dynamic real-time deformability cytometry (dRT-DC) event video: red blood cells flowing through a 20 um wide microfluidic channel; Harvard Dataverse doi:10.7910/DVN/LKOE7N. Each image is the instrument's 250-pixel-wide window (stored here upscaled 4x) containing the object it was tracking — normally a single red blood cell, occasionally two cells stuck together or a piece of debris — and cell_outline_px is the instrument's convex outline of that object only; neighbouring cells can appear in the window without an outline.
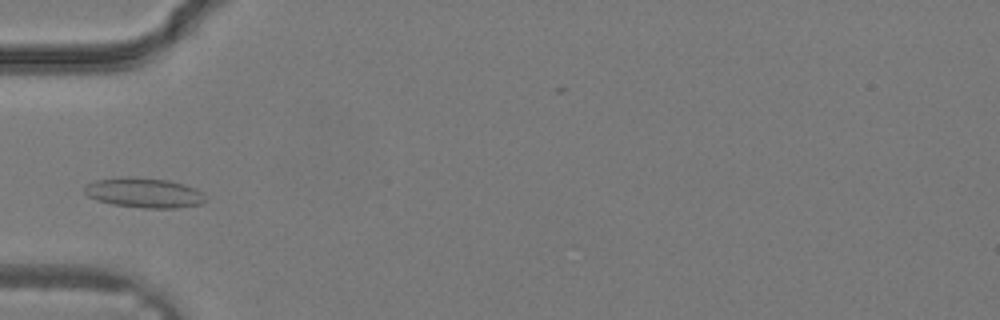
{"species": "common noctule bat (a hibernating species)", "species_latin": "Nyctalus noctula", "temperature_condition": "warm", "stored_images_in_passage": 29, "camera_frame_rate_fps": 3000, "um_per_image_px": 0.085, "animal": {"sex": "male", "body_mass_g": 19.2, "forearm_length_mm": 51.8}, "frame": {"image": 1, "passage_image": 7, "time_ms": 2.0, "image_size_px": [1000, 320], "cell_outline_px": [[208, 200], [200, 204], [176, 208], [144, 208], [112, 204], [96, 200], [88, 196], [84, 192], [84, 184], [96, 180], [120, 176], [136, 176], [168, 180], [184, 184], [196, 188], [204, 192]], "centroid_in_image_um": [12.25, 16.37], "position_along_channel_um": 72.7, "area_um2": 21.56}}
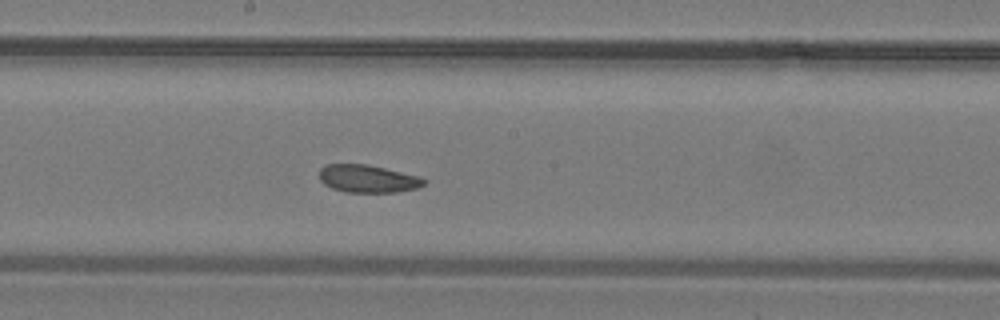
{"frame": {"image": 2, "passage_image": 14, "time_ms": 4.333, "image_size_px": [1000, 320], "cell_outline_px": [[428, 180], [424, 184], [416, 188], [396, 192], [344, 192], [332, 188], [324, 184], [320, 180], [320, 168], [324, 164], [368, 164], [420, 176]], "centroid_in_image_um": [31.26, 15.18], "position_along_channel_um": 216.9, "area_um2": 16.99}}
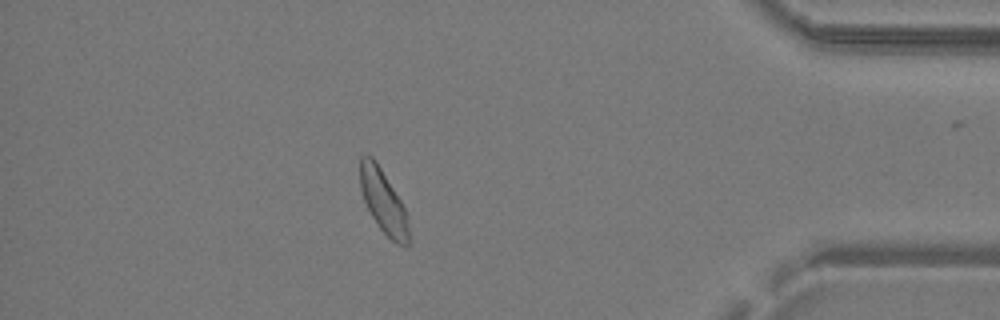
{"frame": {"image": 3, "passage_image": 25, "time_ms": 8.0, "image_size_px": [1000, 320], "cell_outline_px": [[408, 248], [396, 244], [380, 228], [372, 216], [364, 200], [360, 188], [360, 156], [372, 156], [376, 160], [400, 200], [408, 216]], "centroid_in_image_um": [32.58, 17.13], "position_along_channel_um": 402.6, "area_um2": 17.74}}